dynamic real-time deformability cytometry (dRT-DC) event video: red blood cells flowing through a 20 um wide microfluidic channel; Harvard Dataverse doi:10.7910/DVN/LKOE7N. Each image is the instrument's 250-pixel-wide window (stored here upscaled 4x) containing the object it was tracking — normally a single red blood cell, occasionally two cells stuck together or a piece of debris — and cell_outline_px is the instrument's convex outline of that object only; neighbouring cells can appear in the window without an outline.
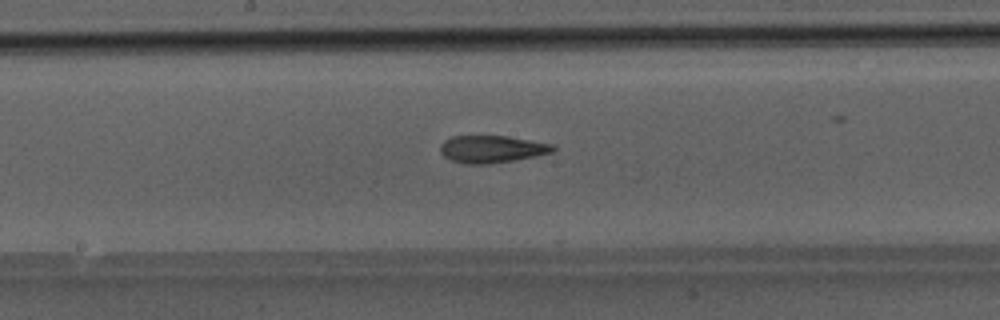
{"species": "Egyptian fruit bat (a non-hibernating species)", "species_latin": "Rousettus aegyptiacus", "temperature_condition": "room temperature", "stored_images_in_passage": 29, "camera_frame_rate_fps": 3000, "um_per_image_px": 0.085, "animal": {"sex": "male"}, "frame": {"image": 1, "passage_image": 13, "time_ms": 4.0, "image_size_px": [1000, 320], "cell_outline_px": [[556, 148], [552, 152], [536, 156], [488, 164], [464, 164], [452, 160], [444, 156], [440, 152], [440, 144], [444, 140], [452, 136], [508, 136], [552, 144]], "centroid_in_image_um": [41.78, 12.67], "position_along_channel_um": 206.4, "area_um2": 17.86}}